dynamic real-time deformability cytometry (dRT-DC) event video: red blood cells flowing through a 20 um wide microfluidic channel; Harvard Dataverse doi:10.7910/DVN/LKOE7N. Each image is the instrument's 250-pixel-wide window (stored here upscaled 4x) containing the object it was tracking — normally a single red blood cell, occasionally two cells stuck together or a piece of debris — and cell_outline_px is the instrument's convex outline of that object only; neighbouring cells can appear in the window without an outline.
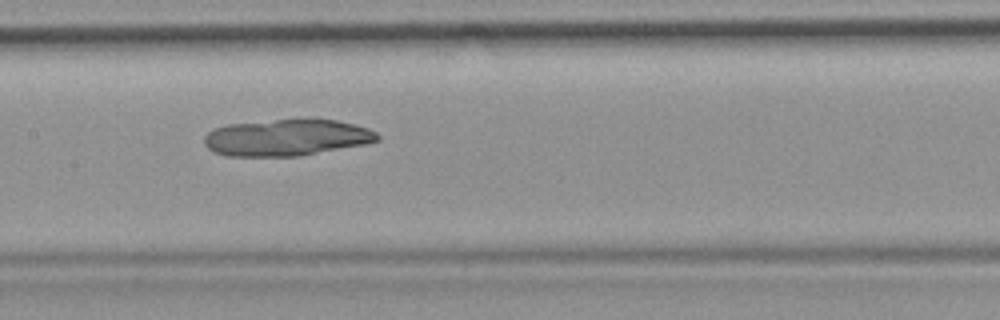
{"species": "common noctule bat (a hibernating species)", "species_latin": "Nyctalus noctula", "temperature_condition": "room temperature", "stored_images_in_passage": 47, "camera_frame_rate_fps": 3000, "um_per_image_px": 0.085, "animal": {"sex": "female", "body_mass_g": 19.9}, "frame": {"image": 1, "passage_image": 21, "time_ms": 6.667, "image_size_px": [1000, 320], "cell_outline_px": [[380, 140], [364, 144], [296, 156], [224, 156], [212, 152], [204, 144], [204, 136], [208, 132], [216, 128], [228, 124], [276, 120], [336, 120], [368, 128], [376, 132], [380, 136]], "centroid_in_image_um": [24.32, 11.7], "position_along_channel_um": 183.1, "area_um2": 36.47}}